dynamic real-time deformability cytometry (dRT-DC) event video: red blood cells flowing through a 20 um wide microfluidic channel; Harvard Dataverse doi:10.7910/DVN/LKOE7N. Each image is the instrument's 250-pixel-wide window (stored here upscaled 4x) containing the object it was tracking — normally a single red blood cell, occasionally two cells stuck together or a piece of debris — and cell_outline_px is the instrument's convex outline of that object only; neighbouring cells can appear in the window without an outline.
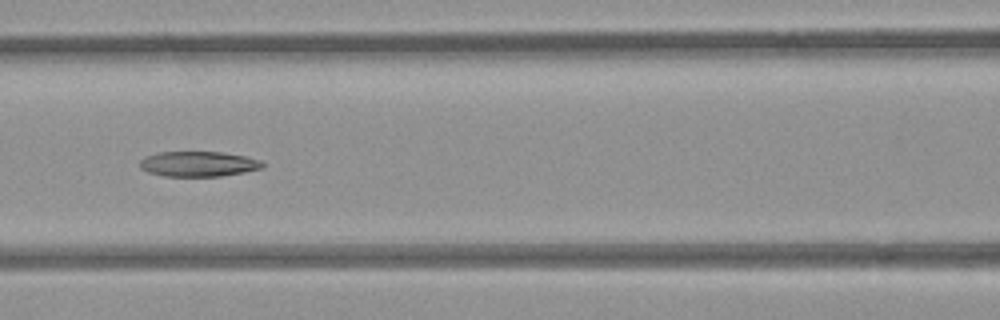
{"species": "common noctule bat (a hibernating species)", "species_latin": "Nyctalus noctula", "temperature_condition": "room temperature", "stored_images_in_passage": 6, "camera_frame_rate_fps": 3000, "um_per_image_px": 0.085, "animal": {"sex": "female", "body_mass_g": 21.9}, "frame": {"image": 1, "passage_image": 3, "time_ms": 0.667, "image_size_px": [1000, 320], "cell_outline_px": [[264, 168], [244, 172], [220, 176], [164, 176], [148, 172], [140, 168], [140, 160], [144, 156], [160, 152], [220, 152], [244, 156], [260, 160], [264, 164]], "centroid_in_image_um": [16.85, 13.93], "position_along_channel_um": 149.8, "area_um2": 17.98}}
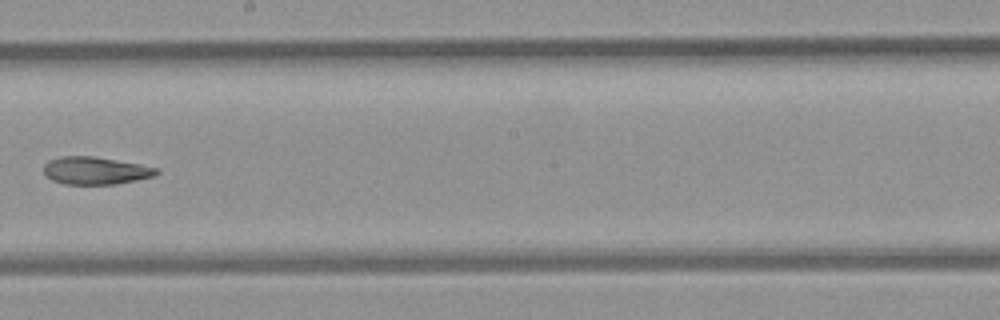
{"frame": {"image": 2, "passage_image": 5, "time_ms": 1.333, "image_size_px": [1000, 320], "cell_outline_px": [[160, 172], [152, 176], [136, 180], [116, 184], [64, 184], [52, 180], [44, 172], [44, 164], [48, 160], [60, 156], [96, 156], [140, 164], [160, 168]], "centroid_in_image_um": [8.12, 14.49], "position_along_channel_um": 240.1, "area_um2": 18.21}}
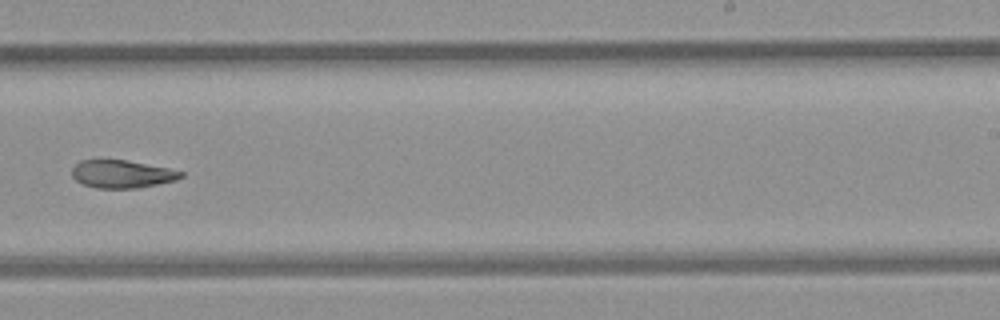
{"frame": {"image": 3, "passage_image": 6, "time_ms": 1.667, "image_size_px": [1000, 320], "cell_outline_px": [[184, 176], [176, 180], [136, 188], [96, 188], [84, 184], [76, 180], [72, 176], [72, 168], [80, 160], [128, 160], [168, 168], [184, 172]], "centroid_in_image_um": [10.37, 14.79], "position_along_channel_um": 278.6, "area_um2": 17.57}}